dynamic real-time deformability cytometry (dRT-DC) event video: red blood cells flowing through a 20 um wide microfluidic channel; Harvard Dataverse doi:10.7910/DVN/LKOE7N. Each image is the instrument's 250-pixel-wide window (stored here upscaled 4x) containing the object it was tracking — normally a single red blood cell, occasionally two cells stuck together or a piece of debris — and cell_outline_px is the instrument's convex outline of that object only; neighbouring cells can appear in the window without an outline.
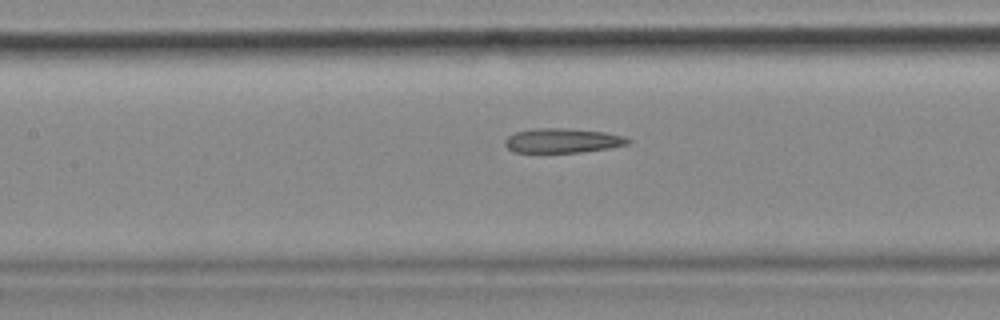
{"species": "common noctule bat (a hibernating species)", "species_latin": "Nyctalus noctula", "temperature_condition": "cold", "stored_images_in_passage": 54, "camera_frame_rate_fps": 3000, "um_per_image_px": 0.085, "animal": {"sex": "female", "body_mass_g": 18.4}, "frame": {"image": 1, "passage_image": 24, "time_ms": 7.667, "image_size_px": [1000, 320], "cell_outline_px": [[632, 140], [628, 144], [608, 148], [580, 152], [512, 152], [504, 144], [504, 140], [508, 136], [516, 132], [532, 128], [568, 128], [604, 132], [624, 136]], "centroid_in_image_um": [47.79, 11.94], "position_along_channel_um": 159.6, "area_um2": 17.57}, "authors_computed_cell_mechanics": {"area_um2": 18.5827, "velocity_mm_per_s": 3.6618, "shape_relaxation_time_tau1_ms": null, "shape_relaxation_time_tau2_ms": 5.4814, "deformation_change_tau1": null, "deformation_change_tau2": 0.1471}}